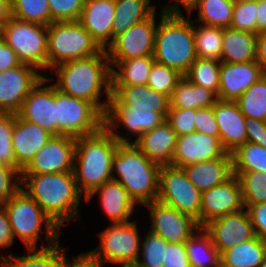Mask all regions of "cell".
I'll use <instances>...</instances> for the list:
<instances>
[{"instance_id": "cell-1", "label": "cell", "mask_w": 266, "mask_h": 267, "mask_svg": "<svg viewBox=\"0 0 266 267\" xmlns=\"http://www.w3.org/2000/svg\"><path fill=\"white\" fill-rule=\"evenodd\" d=\"M54 69L57 90L91 102L103 115L106 113L112 95V69L106 50L91 57L60 63ZM103 88L107 99L100 103Z\"/></svg>"}, {"instance_id": "cell-2", "label": "cell", "mask_w": 266, "mask_h": 267, "mask_svg": "<svg viewBox=\"0 0 266 267\" xmlns=\"http://www.w3.org/2000/svg\"><path fill=\"white\" fill-rule=\"evenodd\" d=\"M20 179L21 189L60 229L64 222L78 218V206L83 194L77 187L73 172L21 174Z\"/></svg>"}, {"instance_id": "cell-3", "label": "cell", "mask_w": 266, "mask_h": 267, "mask_svg": "<svg viewBox=\"0 0 266 267\" xmlns=\"http://www.w3.org/2000/svg\"><path fill=\"white\" fill-rule=\"evenodd\" d=\"M119 144L104 126L96 133L75 138L73 174L84 198L112 180V160Z\"/></svg>"}, {"instance_id": "cell-4", "label": "cell", "mask_w": 266, "mask_h": 267, "mask_svg": "<svg viewBox=\"0 0 266 267\" xmlns=\"http://www.w3.org/2000/svg\"><path fill=\"white\" fill-rule=\"evenodd\" d=\"M160 166L151 162L134 143H120L112 160V180L119 182L136 204L158 199Z\"/></svg>"}, {"instance_id": "cell-5", "label": "cell", "mask_w": 266, "mask_h": 267, "mask_svg": "<svg viewBox=\"0 0 266 267\" xmlns=\"http://www.w3.org/2000/svg\"><path fill=\"white\" fill-rule=\"evenodd\" d=\"M154 60L184 75L197 58L194 20L185 15H169L163 11L157 24Z\"/></svg>"}, {"instance_id": "cell-6", "label": "cell", "mask_w": 266, "mask_h": 267, "mask_svg": "<svg viewBox=\"0 0 266 267\" xmlns=\"http://www.w3.org/2000/svg\"><path fill=\"white\" fill-rule=\"evenodd\" d=\"M13 237L18 236L25 249H37L41 228L45 223L47 248L58 243L60 228L21 188L3 204ZM41 231V232H40Z\"/></svg>"}, {"instance_id": "cell-7", "label": "cell", "mask_w": 266, "mask_h": 267, "mask_svg": "<svg viewBox=\"0 0 266 267\" xmlns=\"http://www.w3.org/2000/svg\"><path fill=\"white\" fill-rule=\"evenodd\" d=\"M102 49L79 21H55L47 26L48 69L98 54Z\"/></svg>"}, {"instance_id": "cell-8", "label": "cell", "mask_w": 266, "mask_h": 267, "mask_svg": "<svg viewBox=\"0 0 266 267\" xmlns=\"http://www.w3.org/2000/svg\"><path fill=\"white\" fill-rule=\"evenodd\" d=\"M0 37L14 50L21 63L38 71L48 69L47 26L10 16L0 28Z\"/></svg>"}, {"instance_id": "cell-9", "label": "cell", "mask_w": 266, "mask_h": 267, "mask_svg": "<svg viewBox=\"0 0 266 267\" xmlns=\"http://www.w3.org/2000/svg\"><path fill=\"white\" fill-rule=\"evenodd\" d=\"M100 244L86 254L94 261L104 266L107 262L119 265H135L141 256V239L137 223L126 222L111 224L104 231L98 233ZM140 241V242H139Z\"/></svg>"}, {"instance_id": "cell-10", "label": "cell", "mask_w": 266, "mask_h": 267, "mask_svg": "<svg viewBox=\"0 0 266 267\" xmlns=\"http://www.w3.org/2000/svg\"><path fill=\"white\" fill-rule=\"evenodd\" d=\"M58 135L82 137L104 126V115L86 100L61 93L56 88Z\"/></svg>"}, {"instance_id": "cell-11", "label": "cell", "mask_w": 266, "mask_h": 267, "mask_svg": "<svg viewBox=\"0 0 266 267\" xmlns=\"http://www.w3.org/2000/svg\"><path fill=\"white\" fill-rule=\"evenodd\" d=\"M157 200L191 216L200 226L201 192L187 178L183 168L160 166Z\"/></svg>"}, {"instance_id": "cell-12", "label": "cell", "mask_w": 266, "mask_h": 267, "mask_svg": "<svg viewBox=\"0 0 266 267\" xmlns=\"http://www.w3.org/2000/svg\"><path fill=\"white\" fill-rule=\"evenodd\" d=\"M164 120L165 118L159 112L152 111V109L124 106L112 94L104 114V127L119 140V143H132L130 137L120 136L116 131L120 126L125 127L131 134L137 135L138 139L143 133L151 131Z\"/></svg>"}, {"instance_id": "cell-13", "label": "cell", "mask_w": 266, "mask_h": 267, "mask_svg": "<svg viewBox=\"0 0 266 267\" xmlns=\"http://www.w3.org/2000/svg\"><path fill=\"white\" fill-rule=\"evenodd\" d=\"M155 12L146 20L116 36L106 48L109 61L153 56L157 30Z\"/></svg>"}, {"instance_id": "cell-14", "label": "cell", "mask_w": 266, "mask_h": 267, "mask_svg": "<svg viewBox=\"0 0 266 267\" xmlns=\"http://www.w3.org/2000/svg\"><path fill=\"white\" fill-rule=\"evenodd\" d=\"M144 205L150 210L152 224L149 231L161 236L168 243H185L201 228L191 216L158 200Z\"/></svg>"}, {"instance_id": "cell-15", "label": "cell", "mask_w": 266, "mask_h": 267, "mask_svg": "<svg viewBox=\"0 0 266 267\" xmlns=\"http://www.w3.org/2000/svg\"><path fill=\"white\" fill-rule=\"evenodd\" d=\"M75 137L53 135L38 151L21 174L73 172Z\"/></svg>"}, {"instance_id": "cell-16", "label": "cell", "mask_w": 266, "mask_h": 267, "mask_svg": "<svg viewBox=\"0 0 266 267\" xmlns=\"http://www.w3.org/2000/svg\"><path fill=\"white\" fill-rule=\"evenodd\" d=\"M51 80L54 79L46 76L40 79L24 99L17 115L23 120L39 125L52 135H58V123L55 120L56 87L54 84L42 86Z\"/></svg>"}, {"instance_id": "cell-17", "label": "cell", "mask_w": 266, "mask_h": 267, "mask_svg": "<svg viewBox=\"0 0 266 267\" xmlns=\"http://www.w3.org/2000/svg\"><path fill=\"white\" fill-rule=\"evenodd\" d=\"M33 66H19L0 72V112L14 113L21 109L24 99L44 76Z\"/></svg>"}, {"instance_id": "cell-18", "label": "cell", "mask_w": 266, "mask_h": 267, "mask_svg": "<svg viewBox=\"0 0 266 267\" xmlns=\"http://www.w3.org/2000/svg\"><path fill=\"white\" fill-rule=\"evenodd\" d=\"M202 228L220 254L255 236L250 215L245 208L210 220Z\"/></svg>"}, {"instance_id": "cell-19", "label": "cell", "mask_w": 266, "mask_h": 267, "mask_svg": "<svg viewBox=\"0 0 266 267\" xmlns=\"http://www.w3.org/2000/svg\"><path fill=\"white\" fill-rule=\"evenodd\" d=\"M244 208L240 182L233 174L224 183L201 192L200 227Z\"/></svg>"}, {"instance_id": "cell-20", "label": "cell", "mask_w": 266, "mask_h": 267, "mask_svg": "<svg viewBox=\"0 0 266 267\" xmlns=\"http://www.w3.org/2000/svg\"><path fill=\"white\" fill-rule=\"evenodd\" d=\"M221 157H231V154L223 148L220 137L194 132L178 136L171 165L182 168Z\"/></svg>"}, {"instance_id": "cell-21", "label": "cell", "mask_w": 266, "mask_h": 267, "mask_svg": "<svg viewBox=\"0 0 266 267\" xmlns=\"http://www.w3.org/2000/svg\"><path fill=\"white\" fill-rule=\"evenodd\" d=\"M263 75L257 61L237 63L220 61L218 99L236 101Z\"/></svg>"}, {"instance_id": "cell-22", "label": "cell", "mask_w": 266, "mask_h": 267, "mask_svg": "<svg viewBox=\"0 0 266 267\" xmlns=\"http://www.w3.org/2000/svg\"><path fill=\"white\" fill-rule=\"evenodd\" d=\"M52 136L50 132L39 125L23 120L15 114L11 139L16 159V170L20 174Z\"/></svg>"}, {"instance_id": "cell-23", "label": "cell", "mask_w": 266, "mask_h": 267, "mask_svg": "<svg viewBox=\"0 0 266 267\" xmlns=\"http://www.w3.org/2000/svg\"><path fill=\"white\" fill-rule=\"evenodd\" d=\"M115 0H86L79 22L101 49L112 43Z\"/></svg>"}, {"instance_id": "cell-24", "label": "cell", "mask_w": 266, "mask_h": 267, "mask_svg": "<svg viewBox=\"0 0 266 267\" xmlns=\"http://www.w3.org/2000/svg\"><path fill=\"white\" fill-rule=\"evenodd\" d=\"M213 110L221 144L228 153H232L247 142L246 117L241 113L236 101L218 100L213 105Z\"/></svg>"}, {"instance_id": "cell-25", "label": "cell", "mask_w": 266, "mask_h": 267, "mask_svg": "<svg viewBox=\"0 0 266 267\" xmlns=\"http://www.w3.org/2000/svg\"><path fill=\"white\" fill-rule=\"evenodd\" d=\"M178 135L164 120L151 131L143 133L134 143L143 154L159 166L171 165Z\"/></svg>"}, {"instance_id": "cell-26", "label": "cell", "mask_w": 266, "mask_h": 267, "mask_svg": "<svg viewBox=\"0 0 266 267\" xmlns=\"http://www.w3.org/2000/svg\"><path fill=\"white\" fill-rule=\"evenodd\" d=\"M96 193L100 195L102 209L112 224L129 222L128 219L134 213L136 202L119 182L111 180L103 183L94 189L85 200L88 202Z\"/></svg>"}, {"instance_id": "cell-27", "label": "cell", "mask_w": 266, "mask_h": 267, "mask_svg": "<svg viewBox=\"0 0 266 267\" xmlns=\"http://www.w3.org/2000/svg\"><path fill=\"white\" fill-rule=\"evenodd\" d=\"M112 94L124 105L152 109L165 119L170 110V97L150 88L148 85H112Z\"/></svg>"}, {"instance_id": "cell-28", "label": "cell", "mask_w": 266, "mask_h": 267, "mask_svg": "<svg viewBox=\"0 0 266 267\" xmlns=\"http://www.w3.org/2000/svg\"><path fill=\"white\" fill-rule=\"evenodd\" d=\"M182 168L187 178L200 192L224 183L233 175L232 157L202 161Z\"/></svg>"}, {"instance_id": "cell-29", "label": "cell", "mask_w": 266, "mask_h": 267, "mask_svg": "<svg viewBox=\"0 0 266 267\" xmlns=\"http://www.w3.org/2000/svg\"><path fill=\"white\" fill-rule=\"evenodd\" d=\"M257 34L232 27L223 28L221 61L229 63L256 61Z\"/></svg>"}, {"instance_id": "cell-30", "label": "cell", "mask_w": 266, "mask_h": 267, "mask_svg": "<svg viewBox=\"0 0 266 267\" xmlns=\"http://www.w3.org/2000/svg\"><path fill=\"white\" fill-rule=\"evenodd\" d=\"M59 242L51 247L44 244L38 249H28L27 256L6 254L0 256L2 267H63L66 260L65 248Z\"/></svg>"}, {"instance_id": "cell-31", "label": "cell", "mask_w": 266, "mask_h": 267, "mask_svg": "<svg viewBox=\"0 0 266 267\" xmlns=\"http://www.w3.org/2000/svg\"><path fill=\"white\" fill-rule=\"evenodd\" d=\"M150 3L151 0H115L112 41L133 25L149 18L156 11Z\"/></svg>"}, {"instance_id": "cell-32", "label": "cell", "mask_w": 266, "mask_h": 267, "mask_svg": "<svg viewBox=\"0 0 266 267\" xmlns=\"http://www.w3.org/2000/svg\"><path fill=\"white\" fill-rule=\"evenodd\" d=\"M266 257V240L258 236L220 254L221 267H260Z\"/></svg>"}, {"instance_id": "cell-33", "label": "cell", "mask_w": 266, "mask_h": 267, "mask_svg": "<svg viewBox=\"0 0 266 267\" xmlns=\"http://www.w3.org/2000/svg\"><path fill=\"white\" fill-rule=\"evenodd\" d=\"M218 100V95L214 91L197 86L183 76L177 82L170 97V108H207L213 106Z\"/></svg>"}, {"instance_id": "cell-34", "label": "cell", "mask_w": 266, "mask_h": 267, "mask_svg": "<svg viewBox=\"0 0 266 267\" xmlns=\"http://www.w3.org/2000/svg\"><path fill=\"white\" fill-rule=\"evenodd\" d=\"M154 62V56L110 61V65H112V85H147L148 76ZM114 66L118 67L120 72L114 69Z\"/></svg>"}, {"instance_id": "cell-35", "label": "cell", "mask_w": 266, "mask_h": 267, "mask_svg": "<svg viewBox=\"0 0 266 267\" xmlns=\"http://www.w3.org/2000/svg\"><path fill=\"white\" fill-rule=\"evenodd\" d=\"M185 247L191 267H220V253L202 227L185 242Z\"/></svg>"}, {"instance_id": "cell-36", "label": "cell", "mask_w": 266, "mask_h": 267, "mask_svg": "<svg viewBox=\"0 0 266 267\" xmlns=\"http://www.w3.org/2000/svg\"><path fill=\"white\" fill-rule=\"evenodd\" d=\"M194 39L197 58L221 61L223 28L194 22Z\"/></svg>"}, {"instance_id": "cell-37", "label": "cell", "mask_w": 266, "mask_h": 267, "mask_svg": "<svg viewBox=\"0 0 266 267\" xmlns=\"http://www.w3.org/2000/svg\"><path fill=\"white\" fill-rule=\"evenodd\" d=\"M235 0H200L194 10H199L196 22L208 26L230 27Z\"/></svg>"}, {"instance_id": "cell-38", "label": "cell", "mask_w": 266, "mask_h": 267, "mask_svg": "<svg viewBox=\"0 0 266 267\" xmlns=\"http://www.w3.org/2000/svg\"><path fill=\"white\" fill-rule=\"evenodd\" d=\"M236 102L246 118L266 121V75L252 84Z\"/></svg>"}, {"instance_id": "cell-39", "label": "cell", "mask_w": 266, "mask_h": 267, "mask_svg": "<svg viewBox=\"0 0 266 267\" xmlns=\"http://www.w3.org/2000/svg\"><path fill=\"white\" fill-rule=\"evenodd\" d=\"M230 154L233 171L266 172V149L262 146L245 142Z\"/></svg>"}, {"instance_id": "cell-40", "label": "cell", "mask_w": 266, "mask_h": 267, "mask_svg": "<svg viewBox=\"0 0 266 267\" xmlns=\"http://www.w3.org/2000/svg\"><path fill=\"white\" fill-rule=\"evenodd\" d=\"M220 61L196 58L183 75L189 82L219 92Z\"/></svg>"}, {"instance_id": "cell-41", "label": "cell", "mask_w": 266, "mask_h": 267, "mask_svg": "<svg viewBox=\"0 0 266 267\" xmlns=\"http://www.w3.org/2000/svg\"><path fill=\"white\" fill-rule=\"evenodd\" d=\"M10 15L35 24H51L48 0H10Z\"/></svg>"}, {"instance_id": "cell-42", "label": "cell", "mask_w": 266, "mask_h": 267, "mask_svg": "<svg viewBox=\"0 0 266 267\" xmlns=\"http://www.w3.org/2000/svg\"><path fill=\"white\" fill-rule=\"evenodd\" d=\"M239 179L244 205L266 202V172L233 171Z\"/></svg>"}, {"instance_id": "cell-43", "label": "cell", "mask_w": 266, "mask_h": 267, "mask_svg": "<svg viewBox=\"0 0 266 267\" xmlns=\"http://www.w3.org/2000/svg\"><path fill=\"white\" fill-rule=\"evenodd\" d=\"M147 233L141 245V253H139L143 257L141 259L143 261L141 262L140 258H138L135 265L138 267H163L165 248L168 242L150 231Z\"/></svg>"}, {"instance_id": "cell-44", "label": "cell", "mask_w": 266, "mask_h": 267, "mask_svg": "<svg viewBox=\"0 0 266 267\" xmlns=\"http://www.w3.org/2000/svg\"><path fill=\"white\" fill-rule=\"evenodd\" d=\"M183 77L177 70L154 62L148 76L147 85L171 97L177 82Z\"/></svg>"}, {"instance_id": "cell-45", "label": "cell", "mask_w": 266, "mask_h": 267, "mask_svg": "<svg viewBox=\"0 0 266 267\" xmlns=\"http://www.w3.org/2000/svg\"><path fill=\"white\" fill-rule=\"evenodd\" d=\"M258 0H235L230 27L256 34Z\"/></svg>"}, {"instance_id": "cell-46", "label": "cell", "mask_w": 266, "mask_h": 267, "mask_svg": "<svg viewBox=\"0 0 266 267\" xmlns=\"http://www.w3.org/2000/svg\"><path fill=\"white\" fill-rule=\"evenodd\" d=\"M14 121V113L0 112V161L4 165L16 169V159L11 139Z\"/></svg>"}, {"instance_id": "cell-47", "label": "cell", "mask_w": 266, "mask_h": 267, "mask_svg": "<svg viewBox=\"0 0 266 267\" xmlns=\"http://www.w3.org/2000/svg\"><path fill=\"white\" fill-rule=\"evenodd\" d=\"M86 0H48L51 23L78 21Z\"/></svg>"}, {"instance_id": "cell-48", "label": "cell", "mask_w": 266, "mask_h": 267, "mask_svg": "<svg viewBox=\"0 0 266 267\" xmlns=\"http://www.w3.org/2000/svg\"><path fill=\"white\" fill-rule=\"evenodd\" d=\"M178 136L195 132L196 109L170 108L165 119Z\"/></svg>"}, {"instance_id": "cell-49", "label": "cell", "mask_w": 266, "mask_h": 267, "mask_svg": "<svg viewBox=\"0 0 266 267\" xmlns=\"http://www.w3.org/2000/svg\"><path fill=\"white\" fill-rule=\"evenodd\" d=\"M20 177L21 174L13 167L4 165L0 169V205H3L21 188Z\"/></svg>"}, {"instance_id": "cell-50", "label": "cell", "mask_w": 266, "mask_h": 267, "mask_svg": "<svg viewBox=\"0 0 266 267\" xmlns=\"http://www.w3.org/2000/svg\"><path fill=\"white\" fill-rule=\"evenodd\" d=\"M195 132L219 137L218 123L213 106L196 109Z\"/></svg>"}, {"instance_id": "cell-51", "label": "cell", "mask_w": 266, "mask_h": 267, "mask_svg": "<svg viewBox=\"0 0 266 267\" xmlns=\"http://www.w3.org/2000/svg\"><path fill=\"white\" fill-rule=\"evenodd\" d=\"M163 261V267H191L185 243H168Z\"/></svg>"}, {"instance_id": "cell-52", "label": "cell", "mask_w": 266, "mask_h": 267, "mask_svg": "<svg viewBox=\"0 0 266 267\" xmlns=\"http://www.w3.org/2000/svg\"><path fill=\"white\" fill-rule=\"evenodd\" d=\"M244 207L250 215L254 234L266 240V202Z\"/></svg>"}, {"instance_id": "cell-53", "label": "cell", "mask_w": 266, "mask_h": 267, "mask_svg": "<svg viewBox=\"0 0 266 267\" xmlns=\"http://www.w3.org/2000/svg\"><path fill=\"white\" fill-rule=\"evenodd\" d=\"M247 142L258 144L266 149V121L246 118Z\"/></svg>"}, {"instance_id": "cell-54", "label": "cell", "mask_w": 266, "mask_h": 267, "mask_svg": "<svg viewBox=\"0 0 266 267\" xmlns=\"http://www.w3.org/2000/svg\"><path fill=\"white\" fill-rule=\"evenodd\" d=\"M21 64L14 50L0 37V72Z\"/></svg>"}, {"instance_id": "cell-55", "label": "cell", "mask_w": 266, "mask_h": 267, "mask_svg": "<svg viewBox=\"0 0 266 267\" xmlns=\"http://www.w3.org/2000/svg\"><path fill=\"white\" fill-rule=\"evenodd\" d=\"M14 237L9 218L3 205H0V248L12 246Z\"/></svg>"}, {"instance_id": "cell-56", "label": "cell", "mask_w": 266, "mask_h": 267, "mask_svg": "<svg viewBox=\"0 0 266 267\" xmlns=\"http://www.w3.org/2000/svg\"><path fill=\"white\" fill-rule=\"evenodd\" d=\"M200 0H175L173 4L163 7V12L169 15H182L179 6L182 4L188 14H191L192 10L198 5Z\"/></svg>"}, {"instance_id": "cell-57", "label": "cell", "mask_w": 266, "mask_h": 267, "mask_svg": "<svg viewBox=\"0 0 266 267\" xmlns=\"http://www.w3.org/2000/svg\"><path fill=\"white\" fill-rule=\"evenodd\" d=\"M256 61L266 75V32L257 34Z\"/></svg>"}, {"instance_id": "cell-58", "label": "cell", "mask_w": 266, "mask_h": 267, "mask_svg": "<svg viewBox=\"0 0 266 267\" xmlns=\"http://www.w3.org/2000/svg\"><path fill=\"white\" fill-rule=\"evenodd\" d=\"M63 267H102V265L92 260L86 253H81L73 258L72 262L68 261L66 258Z\"/></svg>"}, {"instance_id": "cell-59", "label": "cell", "mask_w": 266, "mask_h": 267, "mask_svg": "<svg viewBox=\"0 0 266 267\" xmlns=\"http://www.w3.org/2000/svg\"><path fill=\"white\" fill-rule=\"evenodd\" d=\"M260 32H266V0H258L256 34Z\"/></svg>"}, {"instance_id": "cell-60", "label": "cell", "mask_w": 266, "mask_h": 267, "mask_svg": "<svg viewBox=\"0 0 266 267\" xmlns=\"http://www.w3.org/2000/svg\"><path fill=\"white\" fill-rule=\"evenodd\" d=\"M10 0H0V28L9 20Z\"/></svg>"}, {"instance_id": "cell-61", "label": "cell", "mask_w": 266, "mask_h": 267, "mask_svg": "<svg viewBox=\"0 0 266 267\" xmlns=\"http://www.w3.org/2000/svg\"><path fill=\"white\" fill-rule=\"evenodd\" d=\"M260 267H266V257H265L263 263L260 265Z\"/></svg>"}, {"instance_id": "cell-62", "label": "cell", "mask_w": 266, "mask_h": 267, "mask_svg": "<svg viewBox=\"0 0 266 267\" xmlns=\"http://www.w3.org/2000/svg\"><path fill=\"white\" fill-rule=\"evenodd\" d=\"M121 267H138L137 265H121Z\"/></svg>"}, {"instance_id": "cell-63", "label": "cell", "mask_w": 266, "mask_h": 267, "mask_svg": "<svg viewBox=\"0 0 266 267\" xmlns=\"http://www.w3.org/2000/svg\"><path fill=\"white\" fill-rule=\"evenodd\" d=\"M4 166V164L0 161V169Z\"/></svg>"}]
</instances>
